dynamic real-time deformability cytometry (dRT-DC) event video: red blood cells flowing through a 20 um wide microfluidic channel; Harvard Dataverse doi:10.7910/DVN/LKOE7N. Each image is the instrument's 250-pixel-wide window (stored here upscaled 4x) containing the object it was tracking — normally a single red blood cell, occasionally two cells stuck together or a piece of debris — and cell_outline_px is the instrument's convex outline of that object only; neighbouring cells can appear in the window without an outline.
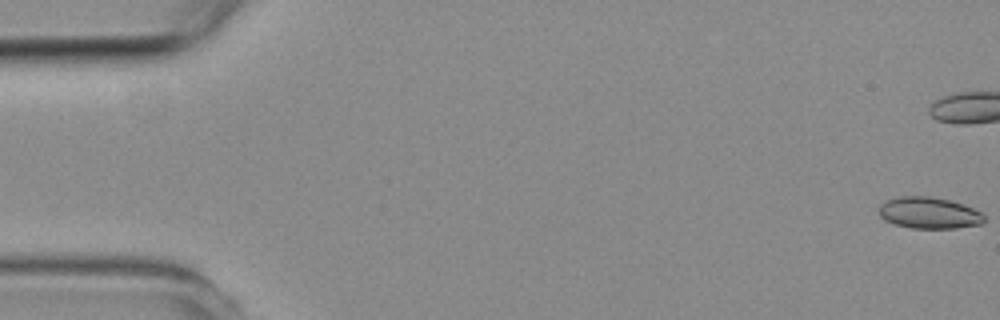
{"species": "common noctule bat (a hibernating species)", "species_latin": "Nyctalus noctula", "temperature_condition": "room temperature", "stored_images_in_passage": 6, "camera_frame_rate_fps": 3000, "um_per_image_px": 0.085, "animal": {"sex": "female", "body_mass_g": 19.3, "forearm_length_mm": 54.1}, "frame": {"image": 1, "passage_image": 1, "time_ms": 0.0, "image_size_px": [1000, 320], "cell_outline_px": [[984, 224], [956, 228], [912, 228], [896, 224], [884, 220], [880, 216], [880, 204], [888, 200], [900, 196], [928, 196], [948, 200], [964, 204], [980, 212], [984, 216]], "centroid_in_image_um": [78.99, 18.1], "position_along_channel_um": 6.0, "area_um2": 19.19}}
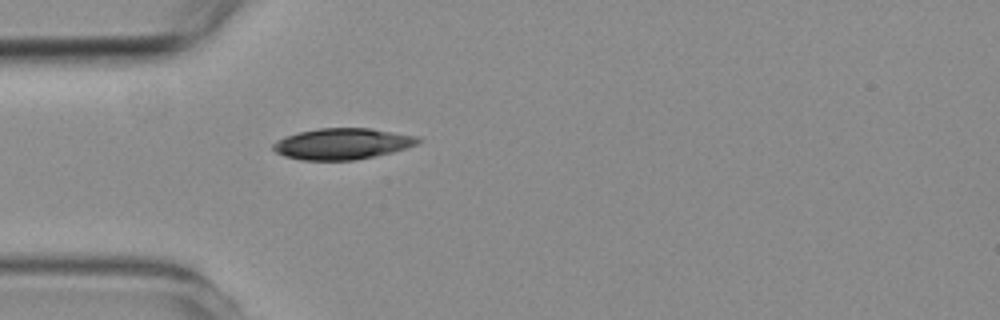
{"frame": {"image": 2, "passage_image": 6, "time_ms": 6.667, "image_size_px": [1000, 320], "cell_outline_px": [[420, 140], [416, 144], [392, 152], [352, 160], [300, 160], [284, 156], [276, 152], [272, 148], [272, 144], [276, 140], [300, 132], [320, 128], [368, 128], [416, 136]], "centroid_in_image_um": [29.04, 12.22], "position_along_channel_um": 56.0, "area_um2": 25.84}}